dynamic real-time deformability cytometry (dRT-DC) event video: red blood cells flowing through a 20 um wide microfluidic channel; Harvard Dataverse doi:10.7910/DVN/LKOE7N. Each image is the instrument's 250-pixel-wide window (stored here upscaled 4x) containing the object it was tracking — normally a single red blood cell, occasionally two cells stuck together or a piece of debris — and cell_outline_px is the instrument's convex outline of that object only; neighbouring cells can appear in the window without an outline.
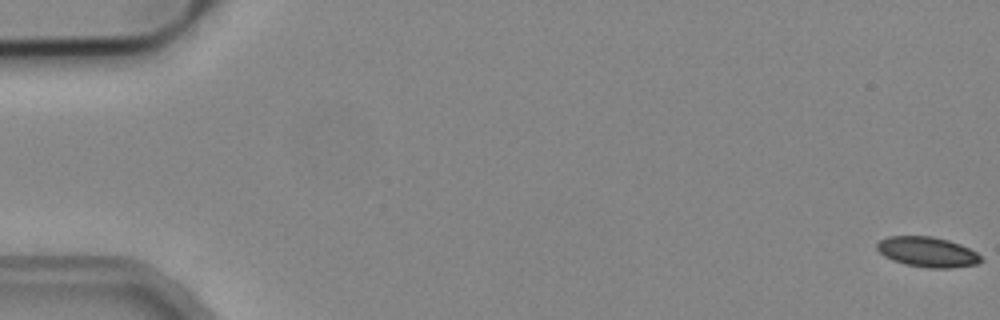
{"species": "common noctule bat (a hibernating species)", "species_latin": "Nyctalus noctula", "temperature_condition": "cold", "stored_images_in_passage": 6, "camera_frame_rate_fps": 3000, "um_per_image_px": 0.085, "animal": {"sex": "male", "body_mass_g": 19.2, "forearm_length_mm": 51.8}, "frame": {"image": 1, "passage_image": 1, "time_ms": 0.0, "image_size_px": [1000, 320], "cell_outline_px": [[984, 260], [976, 264], [952, 268], [928, 268], [904, 264], [892, 260], [884, 256], [876, 248], [876, 244], [880, 240], [888, 236], [932, 236], [948, 240], [960, 244], [976, 252]], "centroid_in_image_um": [78.82, 21.42], "position_along_channel_um": 6.2, "area_um2": 18.32}}
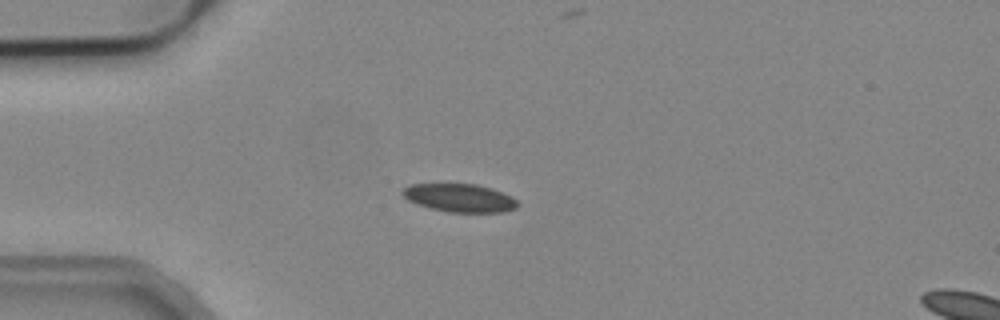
{"frame": {"image": 2, "passage_image": 4, "time_ms": 1.0, "image_size_px": [1000, 320], "cell_outline_px": [[520, 204], [516, 208], [504, 212], [448, 212], [416, 204], [408, 200], [400, 192], [404, 188], [412, 184], [476, 184], [492, 188], [512, 196]], "centroid_in_image_um": [39.1, 16.82], "position_along_channel_um": 45.9, "area_um2": 18.9}}
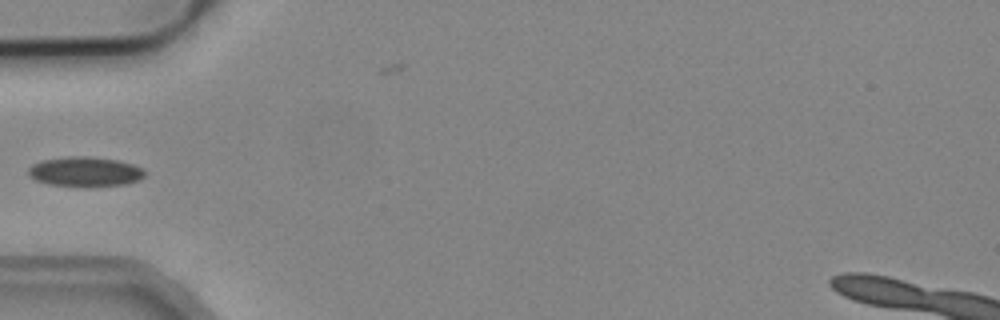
{"frame": {"image": 3, "passage_image": 5, "time_ms": 1.333, "image_size_px": [1000, 320], "cell_outline_px": [[144, 176], [140, 180], [124, 184], [88, 188], [48, 184], [36, 180], [28, 176], [28, 168], [32, 164], [44, 160], [68, 156], [88, 156], [116, 160], [132, 164], [144, 168]], "centroid_in_image_um": [7.22, 14.61], "position_along_channel_um": 77.8, "area_um2": 20.52}}